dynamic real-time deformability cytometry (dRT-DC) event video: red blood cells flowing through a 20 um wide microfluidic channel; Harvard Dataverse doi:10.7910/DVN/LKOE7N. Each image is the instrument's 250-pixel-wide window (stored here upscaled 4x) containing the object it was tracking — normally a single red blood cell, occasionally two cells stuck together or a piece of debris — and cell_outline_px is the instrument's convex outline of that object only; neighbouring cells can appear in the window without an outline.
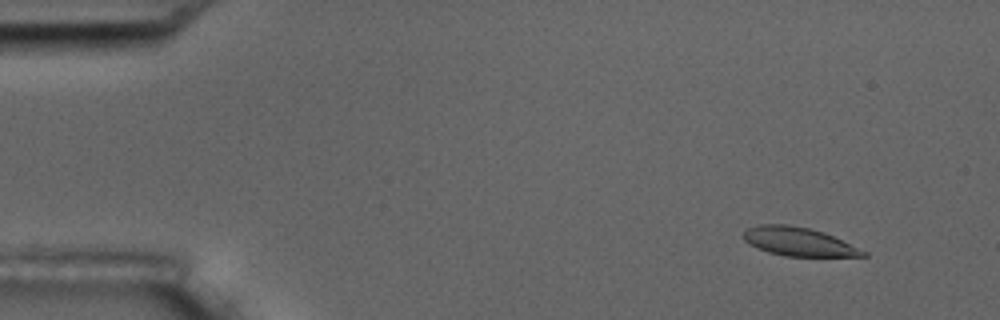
{"species": "common noctule bat (a hibernating species)", "species_latin": "Nyctalus noctula", "temperature_condition": "room temperature", "stored_images_in_passage": 5, "camera_frame_rate_fps": 3000, "um_per_image_px": 0.085, "animal": {"sex": "male", "body_mass_g": 17.5, "forearm_length_mm": 52.3}, "frame": {"image": 1, "passage_image": 2, "time_ms": 1.333, "image_size_px": [1000, 320], "cell_outline_px": [[868, 256], [784, 256], [768, 252], [756, 248], [744, 240], [744, 232], [748, 228], [760, 224], [788, 224], [808, 228], [824, 232], [868, 252]], "centroid_in_image_um": [67.87, 20.54], "position_along_channel_um": 17.1, "area_um2": 19.83}}
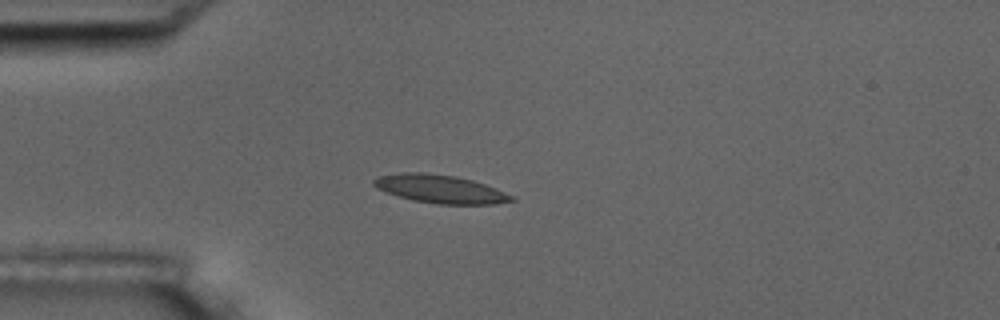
{"frame": {"image": 2, "passage_image": 5, "time_ms": 4.667, "image_size_px": [1000, 320], "cell_outline_px": [[516, 200], [496, 204], [436, 204], [412, 200], [376, 188], [372, 184], [372, 180], [376, 176], [400, 172], [420, 172], [456, 176], [472, 180], [496, 188], [516, 196]], "centroid_in_image_um": [37.43, 16.06], "position_along_channel_um": 47.6, "area_um2": 22.83}}